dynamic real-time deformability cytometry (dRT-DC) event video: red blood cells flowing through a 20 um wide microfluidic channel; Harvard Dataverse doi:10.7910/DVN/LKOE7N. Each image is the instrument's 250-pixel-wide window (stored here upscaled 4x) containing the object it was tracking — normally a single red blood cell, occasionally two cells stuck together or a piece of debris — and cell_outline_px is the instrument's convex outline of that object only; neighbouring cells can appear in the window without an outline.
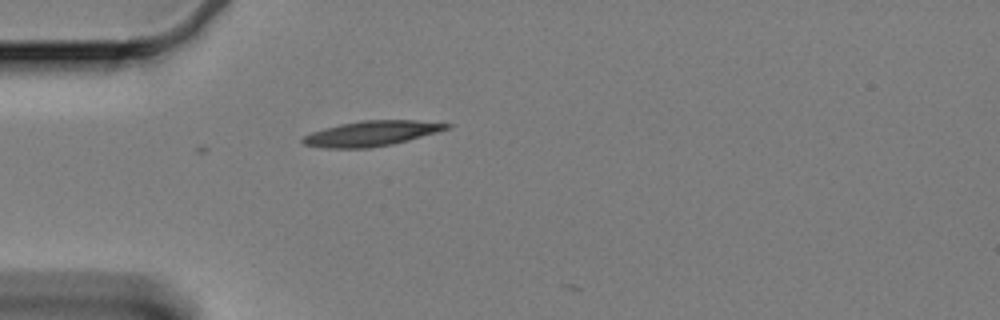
{"species": "Egyptian fruit bat (a non-hibernating species)", "species_latin": "Rousettus aegyptiacus", "temperature_condition": "cold", "stored_images_in_passage": 3, "camera_frame_rate_fps": 3000, "um_per_image_px": 0.085, "animal": {"sex": "female"}, "frame": {"image": 1, "passage_image": 2, "time_ms": 0.333, "image_size_px": [1000, 320], "cell_outline_px": [[452, 124], [448, 128], [436, 132], [408, 140], [392, 144], [368, 148], [324, 148], [304, 144], [300, 140], [304, 136], [312, 132], [324, 128], [340, 124], [360, 120], [416, 120]], "centroid_in_image_um": [31.54, 11.34], "position_along_channel_um": 53.5, "area_um2": 20.92}}